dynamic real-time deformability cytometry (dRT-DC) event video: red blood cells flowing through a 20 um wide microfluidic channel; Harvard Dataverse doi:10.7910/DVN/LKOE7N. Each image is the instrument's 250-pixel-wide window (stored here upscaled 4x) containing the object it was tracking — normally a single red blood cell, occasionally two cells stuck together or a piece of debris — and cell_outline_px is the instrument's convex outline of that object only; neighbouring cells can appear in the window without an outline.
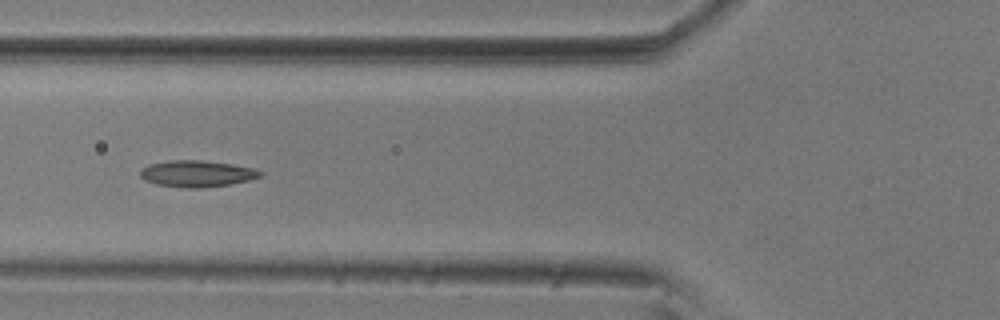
{"species": "common noctule bat (a hibernating species)", "species_latin": "Nyctalus noctula", "temperature_condition": "room temperature", "stored_images_in_passage": 9, "camera_frame_rate_fps": 3000, "um_per_image_px": 0.085, "animal": {"sex": "male", "body_mass_g": 20.5, "forearm_length_mm": 52.5}, "frame": {"image": 1, "passage_image": 6, "time_ms": 1.667, "image_size_px": [1000, 320], "cell_outline_px": [[264, 172], [260, 176], [248, 180], [232, 184], [200, 188], [188, 188], [156, 184], [144, 180], [140, 176], [140, 168], [148, 164], [168, 160], [200, 160], [232, 164], [252, 168]], "centroid_in_image_um": [16.69, 14.76], "position_along_channel_um": 109.1, "area_um2": 18.55}}
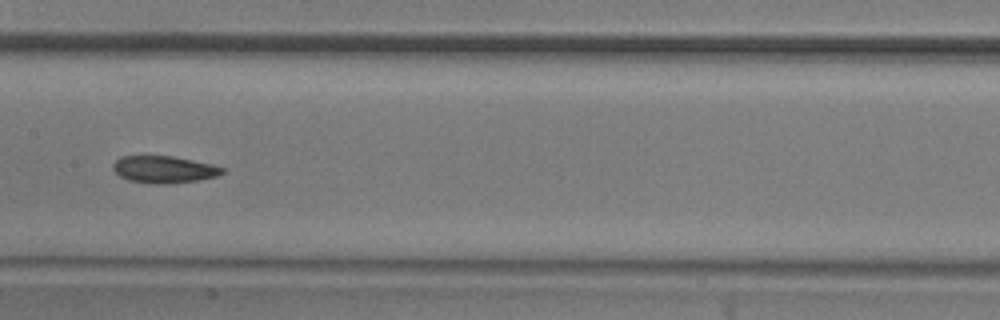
{"frame": {"image": 2, "passage_image": 8, "time_ms": 2.333, "image_size_px": [1000, 320], "cell_outline_px": [[224, 172], [216, 176], [200, 180], [168, 184], [156, 184], [128, 180], [120, 176], [112, 168], [112, 164], [120, 156], [172, 156], [212, 164], [224, 168]], "centroid_in_image_um": [13.93, 14.4], "position_along_channel_um": 193.5, "area_um2": 17.22}}
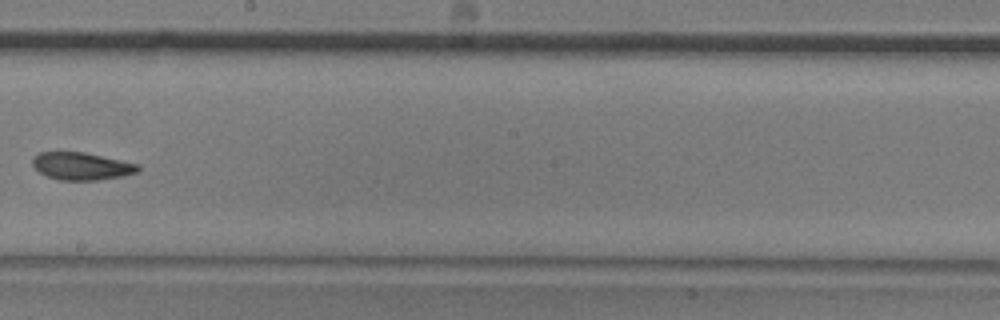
{"frame": {"image": 3, "passage_image": 9, "time_ms": 2.667, "image_size_px": [1000, 320], "cell_outline_px": [[140, 172], [124, 176], [100, 180], [60, 180], [48, 176], [40, 172], [32, 164], [32, 160], [40, 152], [84, 152], [140, 164]], "centroid_in_image_um": [7.0, 14.13], "position_along_channel_um": 241.2, "area_um2": 16.94}}